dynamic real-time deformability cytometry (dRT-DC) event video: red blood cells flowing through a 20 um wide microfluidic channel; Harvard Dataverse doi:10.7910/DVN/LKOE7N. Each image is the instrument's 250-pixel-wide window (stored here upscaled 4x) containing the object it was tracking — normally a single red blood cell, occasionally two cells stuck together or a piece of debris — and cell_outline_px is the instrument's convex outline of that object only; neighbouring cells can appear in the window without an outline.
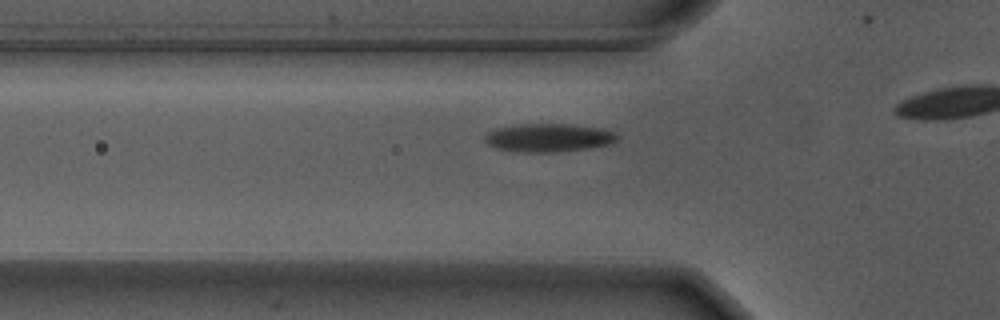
{"species": "Egyptian fruit bat (a non-hibernating species)", "species_latin": "Rousettus aegyptiacus", "temperature_condition": "warm", "stored_images_in_passage": 14, "camera_frame_rate_fps": 3000, "um_per_image_px": 0.085, "animal": {"sex": "male"}, "frame": {"image": 1, "passage_image": 8, "time_ms": 2.333, "image_size_px": [1000, 320], "cell_outline_px": [[620, 136], [612, 144], [592, 148], [556, 152], [516, 152], [496, 148], [488, 144], [484, 140], [484, 136], [488, 132], [496, 128], [520, 124], [568, 124], [600, 128], [616, 132]], "centroid_in_image_um": [46.66, 11.71], "position_along_channel_um": 79.1, "area_um2": 22.08}}
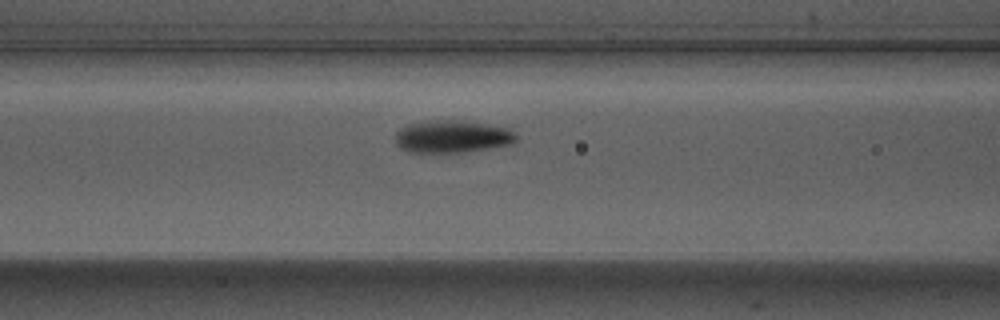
{"frame": {"image": 2, "passage_image": 12, "time_ms": 3.667, "image_size_px": [1000, 320], "cell_outline_px": [[516, 140], [512, 144], [464, 152], [408, 152], [400, 148], [396, 144], [396, 132], [400, 128], [408, 124], [428, 120], [436, 120], [484, 124], [508, 128], [516, 136]], "centroid_in_image_um": [38.38, 11.62], "position_along_channel_um": 128.2, "area_um2": 22.43}}